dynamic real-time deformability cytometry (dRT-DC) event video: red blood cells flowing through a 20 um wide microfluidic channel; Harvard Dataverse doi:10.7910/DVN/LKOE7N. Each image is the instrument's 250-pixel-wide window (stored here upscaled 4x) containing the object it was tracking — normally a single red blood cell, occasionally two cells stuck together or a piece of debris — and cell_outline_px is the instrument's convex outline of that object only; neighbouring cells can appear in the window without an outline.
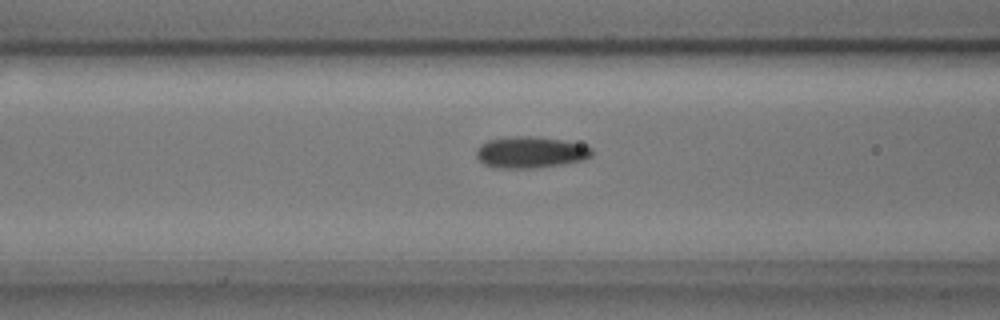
{"species": "common noctule bat (a hibernating species)", "species_latin": "Nyctalus noctula", "temperature_condition": "cold", "stored_images_in_passage": 7, "camera_frame_rate_fps": 3000, "um_per_image_px": 0.085, "animal": {"sex": "male", "body_mass_g": 17.9, "forearm_length_mm": 54.2}, "frame": {"image": 1, "passage_image": 6, "time_ms": 1.667, "image_size_px": [1000, 320], "cell_outline_px": [[592, 156], [584, 160], [564, 164], [536, 168], [496, 168], [484, 164], [476, 156], [476, 152], [480, 144], [488, 140], [508, 136], [532, 136], [560, 140], [580, 144], [592, 148]], "centroid_in_image_um": [45.08, 12.95], "position_along_channel_um": 121.5, "area_um2": 21.21}}
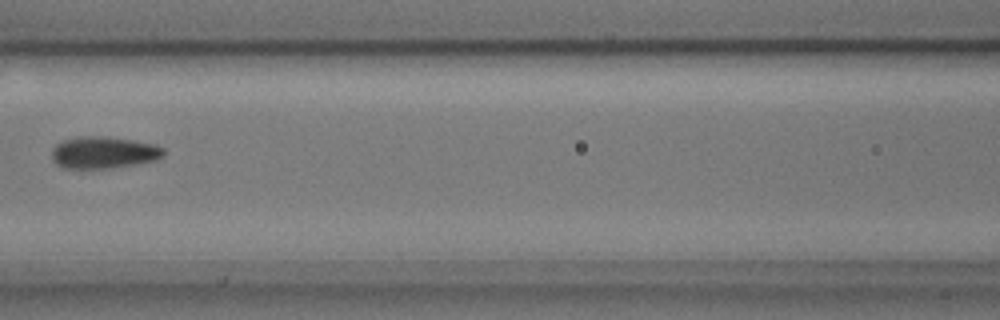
{"frame": {"image": 2, "passage_image": 7, "time_ms": 2.0, "image_size_px": [1000, 320], "cell_outline_px": [[164, 152], [156, 160], [136, 164], [108, 168], [64, 168], [56, 164], [52, 156], [52, 148], [56, 144], [64, 140], [80, 136], [104, 136], [132, 140], [156, 144], [164, 148]], "centroid_in_image_um": [8.8, 12.95], "position_along_channel_um": 157.8, "area_um2": 20.69}}